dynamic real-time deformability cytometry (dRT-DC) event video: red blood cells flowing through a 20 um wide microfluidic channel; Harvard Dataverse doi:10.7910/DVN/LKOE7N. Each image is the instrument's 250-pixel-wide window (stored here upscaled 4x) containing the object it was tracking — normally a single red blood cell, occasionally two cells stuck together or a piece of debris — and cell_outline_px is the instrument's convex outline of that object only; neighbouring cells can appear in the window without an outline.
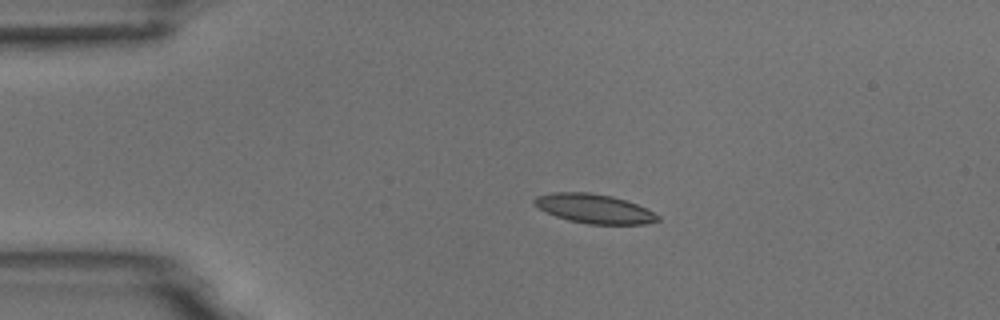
{"species": "common noctule bat (a hibernating species)", "species_latin": "Nyctalus noctula", "temperature_condition": "room temperature", "stored_images_in_passage": 4, "camera_frame_rate_fps": 3000, "um_per_image_px": 0.085, "animal": {"sex": "male", "body_mass_g": 18.8}, "frame": {"image": 1, "passage_image": 3, "time_ms": 2.333, "image_size_px": [1000, 320], "cell_outline_px": [[660, 220], [648, 224], [588, 224], [568, 220], [556, 216], [532, 204], [532, 200], [536, 196], [552, 192], [588, 192], [612, 196], [636, 204], [660, 216]], "centroid_in_image_um": [50.48, 17.73], "position_along_channel_um": 34.5, "area_um2": 20.92}}